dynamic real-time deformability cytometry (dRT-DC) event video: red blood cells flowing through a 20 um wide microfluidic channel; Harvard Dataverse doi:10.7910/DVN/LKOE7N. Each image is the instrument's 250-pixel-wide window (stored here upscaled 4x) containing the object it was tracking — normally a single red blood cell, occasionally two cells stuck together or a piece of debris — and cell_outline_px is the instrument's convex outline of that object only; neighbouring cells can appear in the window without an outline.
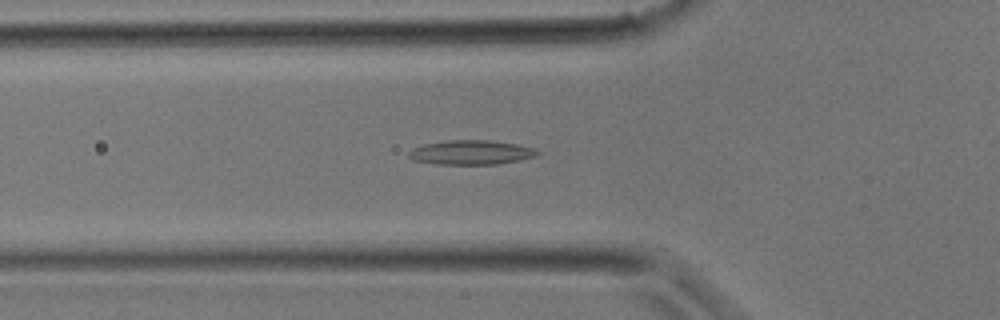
{"species": "common noctule bat (a hibernating species)", "species_latin": "Nyctalus noctula", "temperature_condition": "room temperature", "stored_images_in_passage": 28, "camera_frame_rate_fps": 3000, "um_per_image_px": 0.085, "animal": {"sex": "male", "body_mass_g": 17.9}, "frame": {"image": 1, "passage_image": 6, "time_ms": 1.667, "image_size_px": [1000, 320], "cell_outline_px": [[540, 152], [536, 156], [496, 164], [436, 164], [412, 160], [408, 156], [408, 152], [412, 148], [424, 144], [448, 140], [488, 140], [516, 144], [536, 148]], "centroid_in_image_um": [40.01, 12.95], "position_along_channel_um": 85.8, "area_um2": 18.21}}
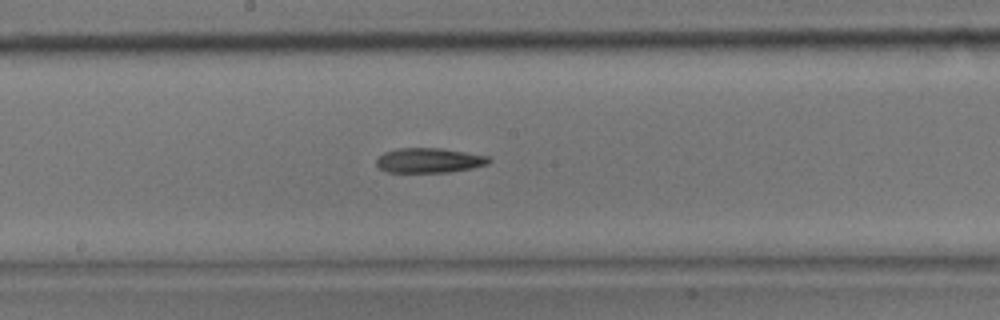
{"frame": {"image": 2, "passage_image": 12, "time_ms": 3.667, "image_size_px": [1000, 320], "cell_outline_px": [[492, 160], [488, 164], [472, 168], [448, 172], [384, 172], [376, 164], [376, 160], [384, 152], [396, 148], [440, 148], [488, 156]], "centroid_in_image_um": [36.46, 13.63], "position_along_channel_um": 211.7, "area_um2": 16.24}}
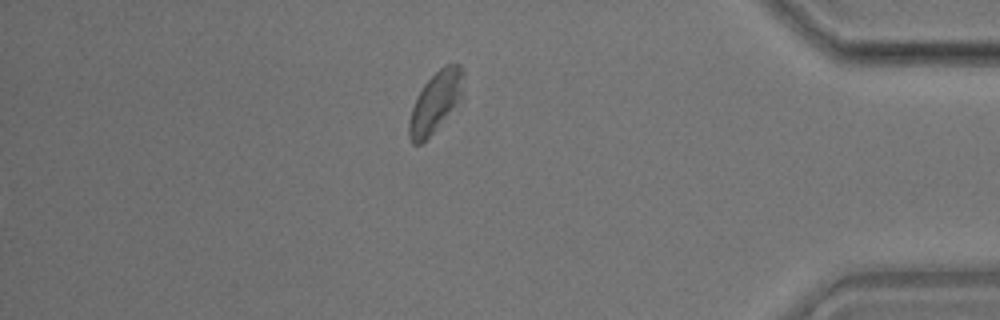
{"frame": {"image": 3, "passage_image": 28, "time_ms": 9.0, "image_size_px": [1000, 320], "cell_outline_px": [[464, 72], [460, 100], [432, 132], [420, 144], [412, 144], [408, 136], [408, 120], [412, 108], [424, 84], [444, 64], [460, 64]], "centroid_in_image_um": [37.0, 8.65], "position_along_channel_um": 398.2, "area_um2": 18.61}}